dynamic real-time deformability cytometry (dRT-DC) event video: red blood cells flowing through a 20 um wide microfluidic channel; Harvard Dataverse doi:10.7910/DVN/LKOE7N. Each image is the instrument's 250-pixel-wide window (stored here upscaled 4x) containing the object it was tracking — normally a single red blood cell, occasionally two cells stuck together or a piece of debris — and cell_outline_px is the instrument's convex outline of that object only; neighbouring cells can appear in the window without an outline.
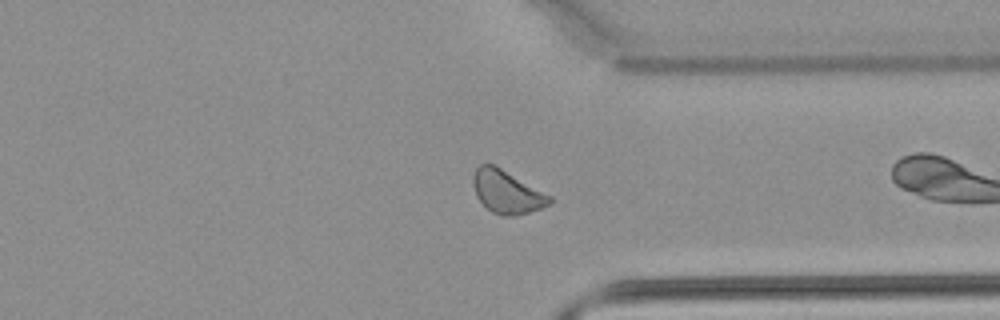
{"species": "common noctule bat (a hibernating species)", "species_latin": "Nyctalus noctula", "temperature_condition": "warm", "stored_images_in_passage": 36, "camera_frame_rate_fps": 3000, "um_per_image_px": 0.085, "animal": {"sex": "male", "body_mass_g": 21.5, "forearm_length_mm": 52.0}, "frame": {"image": 1, "passage_image": 26, "time_ms": 8.333, "image_size_px": [1000, 320], "cell_outline_px": [[556, 200], [552, 204], [516, 216], [500, 216], [492, 212], [476, 196], [472, 184], [472, 176], [476, 168], [480, 164], [492, 164], [500, 168], [552, 196]], "centroid_in_image_um": [43.1, 16.33], "position_along_channel_um": 368.3, "area_um2": 19.19}}